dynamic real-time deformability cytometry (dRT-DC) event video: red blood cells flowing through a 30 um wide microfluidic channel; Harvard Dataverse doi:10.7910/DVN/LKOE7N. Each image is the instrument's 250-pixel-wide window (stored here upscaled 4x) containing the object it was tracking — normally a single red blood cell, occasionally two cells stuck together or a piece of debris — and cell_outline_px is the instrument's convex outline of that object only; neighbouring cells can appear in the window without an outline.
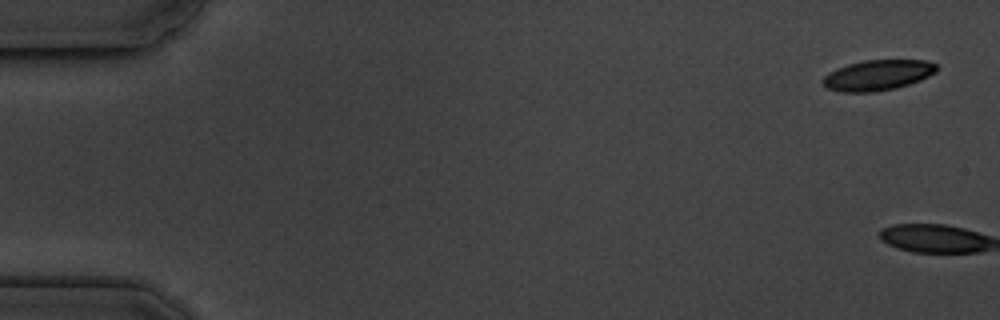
{"species": "common noctule bat (a hibernating species)", "species_latin": "Nyctalus noctula", "temperature_condition": "cold", "stored_images_in_passage": 6, "camera_frame_rate_fps": 3000, "um_per_image_px": 0.085, "animal": {"sex": "male", "body_mass_g": 19.5, "forearm_length_mm": 54.6}, "frame": {"image": 1, "passage_image": 1, "time_ms": 0.0, "image_size_px": [1000, 320], "cell_outline_px": [[936, 72], [920, 80], [896, 88], [876, 92], [840, 92], [828, 88], [820, 80], [828, 72], [836, 68], [848, 64], [864, 60], [928, 60], [936, 64]], "centroid_in_image_um": [74.58, 6.39], "position_along_channel_um": 10.4, "area_um2": 20.29}}